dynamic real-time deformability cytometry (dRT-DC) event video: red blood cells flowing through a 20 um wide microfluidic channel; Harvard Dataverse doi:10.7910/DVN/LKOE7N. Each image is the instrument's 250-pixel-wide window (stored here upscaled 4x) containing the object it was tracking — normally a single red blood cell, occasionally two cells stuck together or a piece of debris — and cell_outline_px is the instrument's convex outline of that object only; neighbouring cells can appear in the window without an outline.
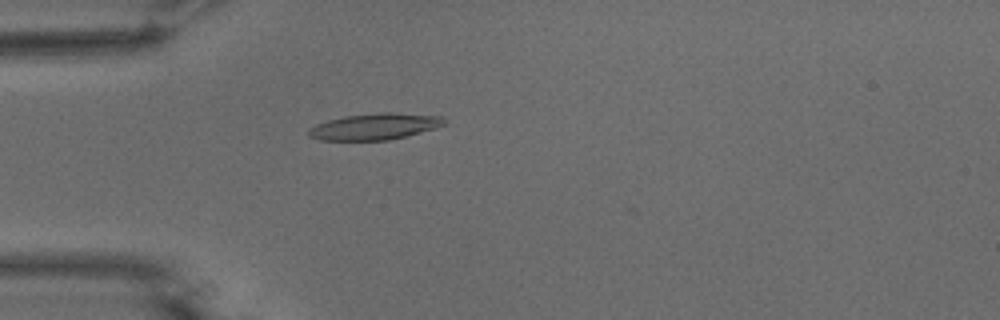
{"species": "common noctule bat (a hibernating species)", "species_latin": "Nyctalus noctula", "temperature_condition": "warm", "stored_images_in_passage": 31, "camera_frame_rate_fps": 3000, "um_per_image_px": 0.085, "animal": {"sex": "male", "body_mass_g": 15.6}, "frame": {"image": 1, "passage_image": 16, "time_ms": 5.0, "image_size_px": [1000, 320], "cell_outline_px": [[448, 124], [436, 128], [408, 136], [388, 140], [320, 140], [308, 136], [308, 128], [316, 124], [328, 120], [344, 116], [380, 112], [392, 112], [444, 116]], "centroid_in_image_um": [31.9, 10.75], "position_along_channel_um": 53.1, "area_um2": 21.15}}
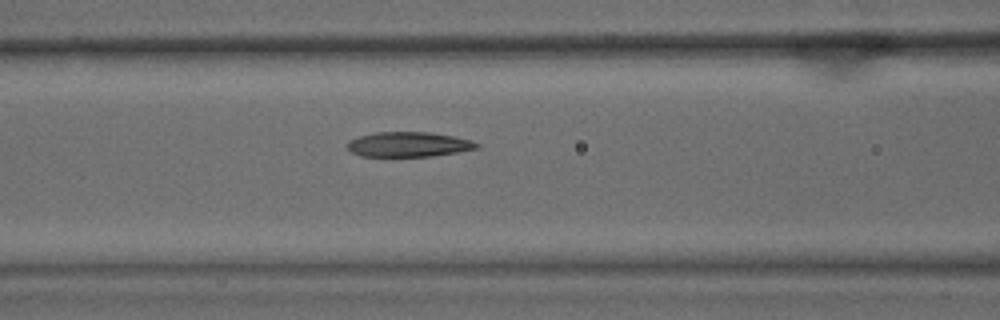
{"frame": {"image": 2, "passage_image": 23, "time_ms": 7.333, "image_size_px": [1000, 320], "cell_outline_px": [[480, 148], [432, 156], [360, 156], [352, 152], [348, 148], [348, 140], [360, 136], [376, 132], [428, 132], [456, 136], [472, 140], [480, 144]], "centroid_in_image_um": [34.77, 12.27], "position_along_channel_um": 131.8, "area_um2": 18.79}}
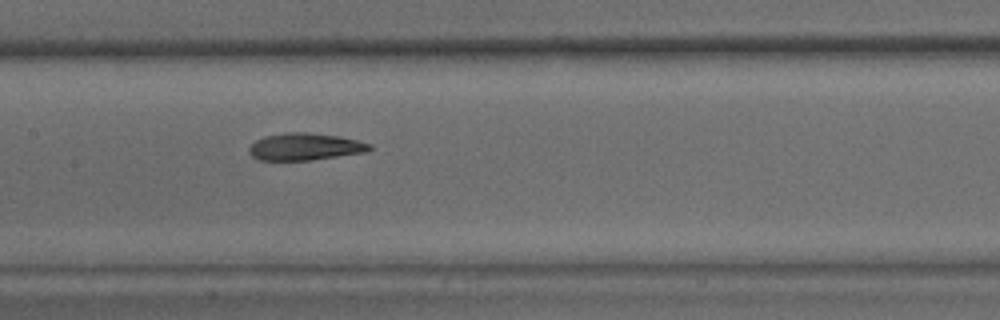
{"frame": {"image": 3, "passage_image": 27, "time_ms": 8.667, "image_size_px": [1000, 320], "cell_outline_px": [[372, 148], [368, 152], [312, 160], [260, 160], [252, 156], [248, 152], [248, 148], [256, 140], [264, 136], [284, 132], [304, 132], [340, 136], [372, 144]], "centroid_in_image_um": [25.93, 12.47], "position_along_channel_um": 181.5, "area_um2": 19.19}}